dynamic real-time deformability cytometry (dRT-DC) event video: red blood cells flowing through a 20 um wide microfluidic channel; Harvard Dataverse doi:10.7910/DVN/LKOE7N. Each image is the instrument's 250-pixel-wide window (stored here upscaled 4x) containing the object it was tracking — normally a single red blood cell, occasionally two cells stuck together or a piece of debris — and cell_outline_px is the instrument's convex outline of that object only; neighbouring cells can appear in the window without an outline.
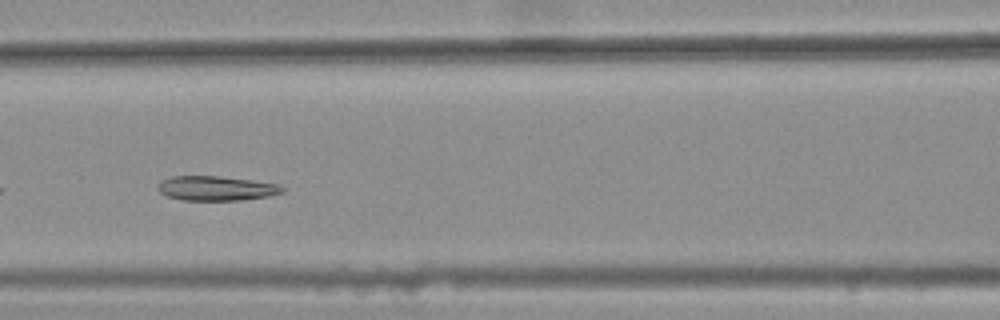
{"species": "common noctule bat (a hibernating species)", "species_latin": "Nyctalus noctula", "temperature_condition": "warm", "stored_images_in_passage": 31, "camera_frame_rate_fps": 3000, "um_per_image_px": 0.085, "animal": {"sex": "female", "body_mass_g": 25.1}, "frame": {"image": 1, "passage_image": 9, "time_ms": 2.667, "image_size_px": [1000, 320], "cell_outline_px": [[284, 192], [268, 196], [240, 200], [180, 200], [168, 196], [160, 192], [156, 188], [160, 180], [172, 176], [220, 176], [276, 184], [284, 188]], "centroid_in_image_um": [18.31, 16.01], "position_along_channel_um": 148.3, "area_um2": 17.69}}
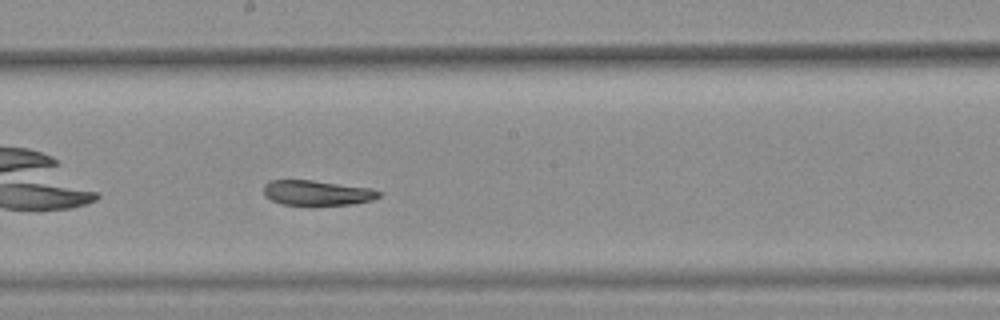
{"frame": {"image": 2, "passage_image": 15, "time_ms": 4.667, "image_size_px": [1000, 320], "cell_outline_px": [[384, 192], [380, 196], [372, 200], [352, 204], [312, 208], [280, 204], [264, 196], [264, 184], [272, 180], [312, 180], [372, 188]], "centroid_in_image_um": [26.96, 16.44], "position_along_channel_um": 221.2, "area_um2": 17.74}}
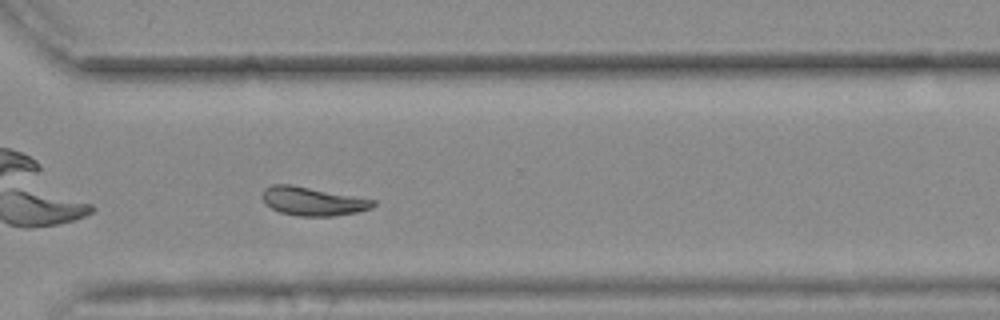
{"frame": {"image": 3, "passage_image": 25, "time_ms": 8.0, "image_size_px": [1000, 320], "cell_outline_px": [[376, 204], [372, 208], [356, 212], [332, 216], [296, 216], [280, 212], [264, 204], [264, 188], [272, 184], [292, 184], [376, 200]], "centroid_in_image_um": [26.59, 17.1], "position_along_channel_um": 344.0, "area_um2": 18.44}, "authors_computed_cell_mechanics": {"area_um2": 18.3804, "velocity_mm_per_s": 3.669, "shape_relaxation_time_tau1_ms": null, "shape_relaxation_time_tau2_ms": 4.0637, "deformation_change_tau1": null, "deformation_change_tau2": 0.0818}}